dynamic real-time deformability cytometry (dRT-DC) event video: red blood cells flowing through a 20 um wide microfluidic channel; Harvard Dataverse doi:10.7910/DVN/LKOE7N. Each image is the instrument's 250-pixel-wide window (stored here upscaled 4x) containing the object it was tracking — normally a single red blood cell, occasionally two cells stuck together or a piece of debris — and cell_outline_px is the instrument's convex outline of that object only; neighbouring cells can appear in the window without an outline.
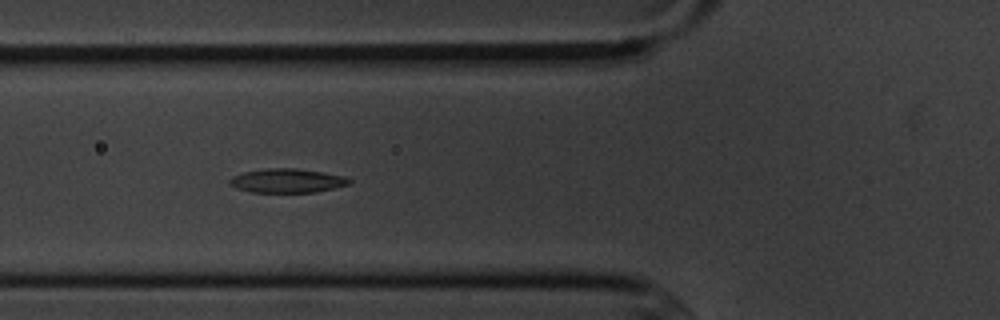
{"species": "common noctule bat (a hibernating species)", "species_latin": "Nyctalus noctula", "temperature_condition": "cold", "stored_images_in_passage": 10, "camera_frame_rate_fps": 3000, "um_per_image_px": 0.085, "animal": {"sex": "male", "body_mass_g": 20.1, "forearm_length_mm": 53.5}, "frame": {"image": 1, "passage_image": 5, "time_ms": 5.667, "image_size_px": [1000, 320], "cell_outline_px": [[352, 180], [348, 184], [316, 192], [252, 192], [236, 188], [228, 184], [228, 180], [232, 176], [240, 172], [264, 168], [296, 168], [324, 172], [344, 176]], "centroid_in_image_um": [24.34, 15.34], "position_along_channel_um": 101.5, "area_um2": 16.88}}
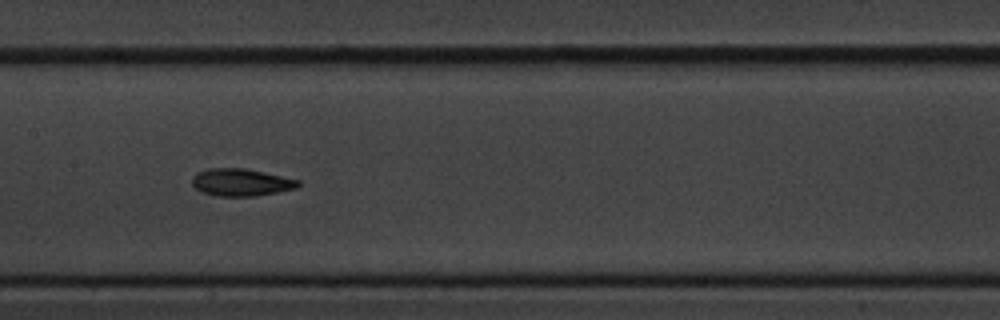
{"frame": {"image": 2, "passage_image": 7, "time_ms": 8.0, "image_size_px": [1000, 320], "cell_outline_px": [[300, 184], [296, 188], [256, 196], [216, 196], [200, 192], [192, 184], [192, 176], [196, 172], [208, 168], [248, 168], [300, 180]], "centroid_in_image_um": [20.46, 15.49], "position_along_channel_um": 186.9, "area_um2": 17.11}}
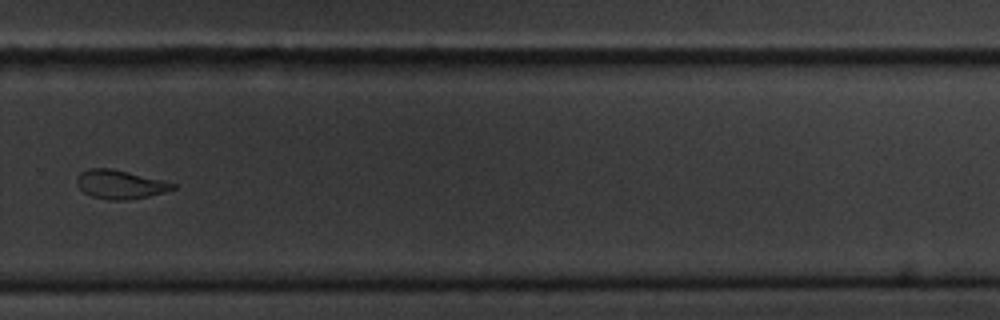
{"frame": {"image": 3, "passage_image": 10, "time_ms": 11.667, "image_size_px": [1000, 320], "cell_outline_px": [[176, 188], [164, 192], [148, 196], [124, 200], [108, 200], [92, 196], [84, 192], [76, 184], [76, 176], [80, 172], [88, 168], [112, 168], [164, 180], [176, 184]], "centroid_in_image_um": [10.19, 15.66], "position_along_channel_um": 319.6, "area_um2": 16.18}}